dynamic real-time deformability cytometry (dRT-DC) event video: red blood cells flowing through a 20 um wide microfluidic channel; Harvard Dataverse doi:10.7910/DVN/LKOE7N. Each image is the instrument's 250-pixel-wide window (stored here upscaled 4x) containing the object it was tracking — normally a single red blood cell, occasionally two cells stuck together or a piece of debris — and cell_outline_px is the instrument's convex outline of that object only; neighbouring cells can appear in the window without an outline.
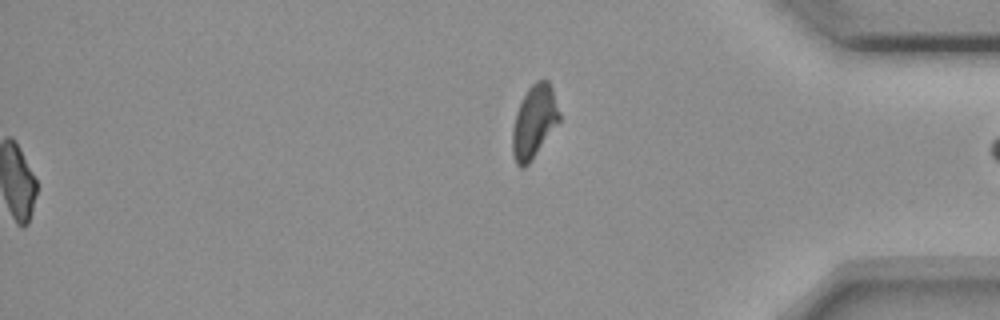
{"species": "common noctule bat (a hibernating species)", "species_latin": "Nyctalus noctula", "temperature_condition": "room temperature", "stored_images_in_passage": 40, "segment_of_instrument_passage": [2, 2], "camera_frame_rate_fps": 3000, "um_per_image_px": 0.085, "animal": {"sex": "female", "body_mass_g": 18.4}, "frame": {"image": 1, "passage_image": 40, "time_ms": 13.0, "image_size_px": [1000, 320], "cell_outline_px": [[560, 120], [528, 164], [524, 168], [520, 168], [516, 164], [512, 156], [512, 128], [516, 112], [528, 88], [536, 80], [548, 80], [552, 88], [560, 112]], "centroid_in_image_um": [45.38, 10.35], "position_along_channel_um": 389.8, "area_um2": 19.77}}